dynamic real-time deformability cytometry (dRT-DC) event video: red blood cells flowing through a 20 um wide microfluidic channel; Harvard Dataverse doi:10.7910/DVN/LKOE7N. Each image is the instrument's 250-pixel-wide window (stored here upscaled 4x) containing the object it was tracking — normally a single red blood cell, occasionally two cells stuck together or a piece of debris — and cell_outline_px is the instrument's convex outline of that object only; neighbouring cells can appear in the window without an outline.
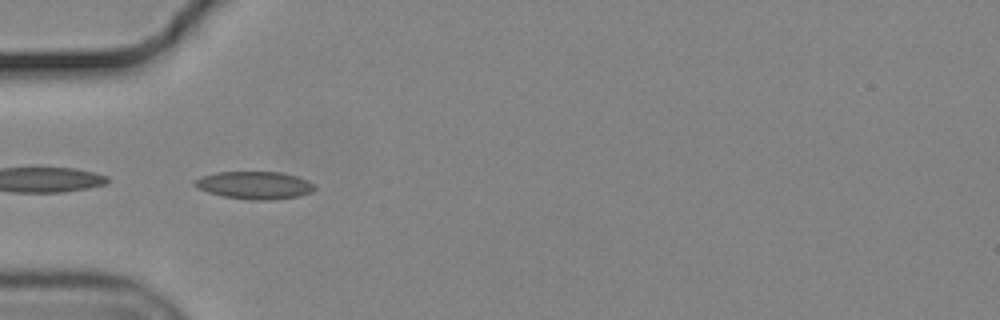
{"species": "common noctule bat (a hibernating species)", "species_latin": "Nyctalus noctula", "temperature_condition": "cold", "stored_images_in_passage": 24, "camera_frame_rate_fps": 3000, "um_per_image_px": 0.085, "animal": {"sex": "male", "body_mass_g": 19.2, "forearm_length_mm": 51.8}, "frame": {"image": 1, "passage_image": 17, "time_ms": 5.333, "image_size_px": [1000, 320], "cell_outline_px": [[316, 188], [312, 192], [300, 196], [272, 200], [248, 200], [224, 196], [208, 192], [192, 184], [192, 180], [200, 176], [216, 172], [280, 172], [296, 176], [308, 180], [316, 184]], "centroid_in_image_um": [21.66, 15.74], "position_along_channel_um": 63.3, "area_um2": 19.54}}
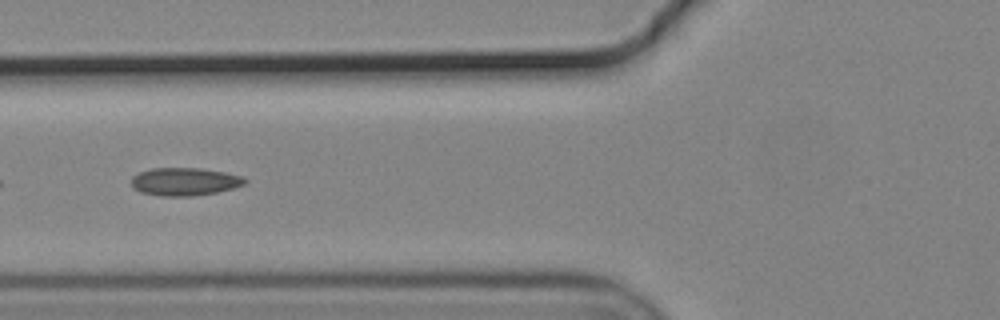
{"frame": {"image": 2, "passage_image": 21, "time_ms": 6.667, "image_size_px": [1000, 320], "cell_outline_px": [[248, 180], [244, 184], [232, 188], [216, 192], [192, 196], [160, 196], [140, 192], [132, 188], [132, 176], [140, 172], [152, 168], [200, 168], [224, 172], [244, 176]], "centroid_in_image_um": [15.68, 15.44], "position_along_channel_um": 110.1, "area_um2": 18.5}}